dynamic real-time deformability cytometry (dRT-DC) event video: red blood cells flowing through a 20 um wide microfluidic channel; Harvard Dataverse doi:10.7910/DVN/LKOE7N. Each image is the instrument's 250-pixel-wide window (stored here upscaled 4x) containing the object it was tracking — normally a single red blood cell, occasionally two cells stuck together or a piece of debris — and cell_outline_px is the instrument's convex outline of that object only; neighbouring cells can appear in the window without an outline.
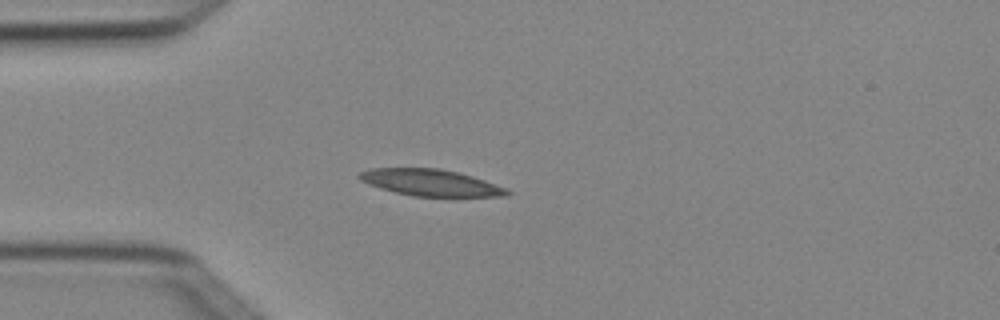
{"species": "Egyptian fruit bat (a non-hibernating species)", "species_latin": "Rousettus aegyptiacus", "temperature_condition": "cold", "stored_images_in_passage": 3, "camera_frame_rate_fps": 3000, "um_per_image_px": 0.085, "animal": {"sex": "female"}, "frame": {"image": 1, "passage_image": 3, "time_ms": 0.667, "image_size_px": [1000, 320], "cell_outline_px": [[512, 192], [504, 196], [412, 196], [380, 188], [368, 184], [360, 180], [356, 176], [360, 172], [368, 168], [440, 168], [472, 176], [508, 188]], "centroid_in_image_um": [36.57, 15.51], "position_along_channel_um": 48.4, "area_um2": 22.83}}